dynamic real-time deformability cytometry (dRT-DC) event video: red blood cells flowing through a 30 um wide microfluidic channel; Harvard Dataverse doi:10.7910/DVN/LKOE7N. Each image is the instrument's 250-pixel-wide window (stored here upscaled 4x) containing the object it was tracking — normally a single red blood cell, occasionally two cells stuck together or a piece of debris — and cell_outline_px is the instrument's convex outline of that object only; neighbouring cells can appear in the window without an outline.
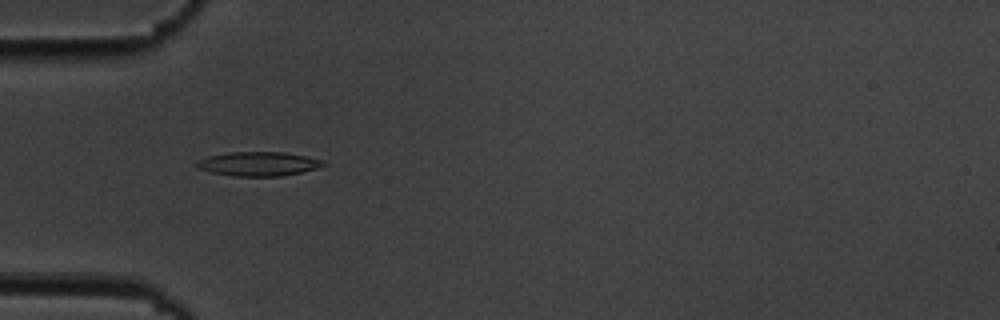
{"species": "common noctule bat (a hibernating species)", "species_latin": "Nyctalus noctula", "temperature_condition": "cold", "stored_images_in_passage": 6, "camera_frame_rate_fps": 3000, "um_per_image_px": 0.085, "animal": {"sex": "male", "body_mass_g": 19.5, "forearm_length_mm": 54.6}, "frame": {"image": 1, "passage_image": 5, "time_ms": 4.667, "image_size_px": [1000, 320], "cell_outline_px": [[328, 164], [316, 168], [300, 172], [280, 176], [232, 176], [212, 172], [196, 168], [196, 160], [208, 156], [232, 152], [284, 152], [324, 160]], "centroid_in_image_um": [21.94, 13.92], "position_along_channel_um": 63.1, "area_um2": 17.74}}
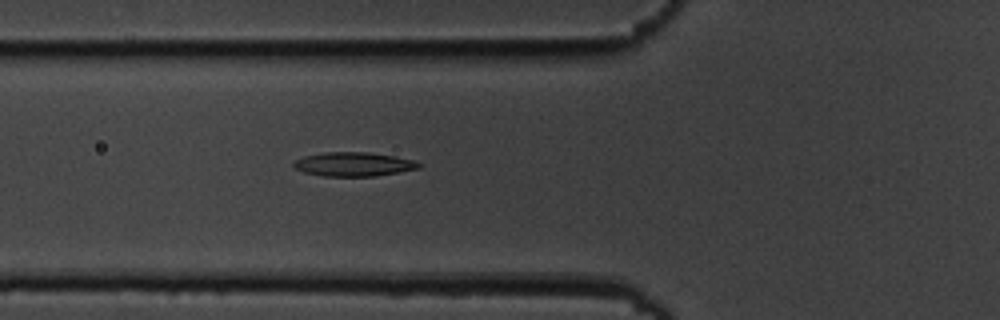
{"frame": {"image": 2, "passage_image": 6, "time_ms": 5.667, "image_size_px": [1000, 320], "cell_outline_px": [[424, 164], [420, 168], [400, 172], [376, 176], [324, 176], [304, 172], [296, 168], [292, 164], [296, 160], [304, 156], [324, 152], [368, 152], [396, 156], [412, 160]], "centroid_in_image_um": [30.1, 13.95], "position_along_channel_um": 95.7, "area_um2": 17.57}}